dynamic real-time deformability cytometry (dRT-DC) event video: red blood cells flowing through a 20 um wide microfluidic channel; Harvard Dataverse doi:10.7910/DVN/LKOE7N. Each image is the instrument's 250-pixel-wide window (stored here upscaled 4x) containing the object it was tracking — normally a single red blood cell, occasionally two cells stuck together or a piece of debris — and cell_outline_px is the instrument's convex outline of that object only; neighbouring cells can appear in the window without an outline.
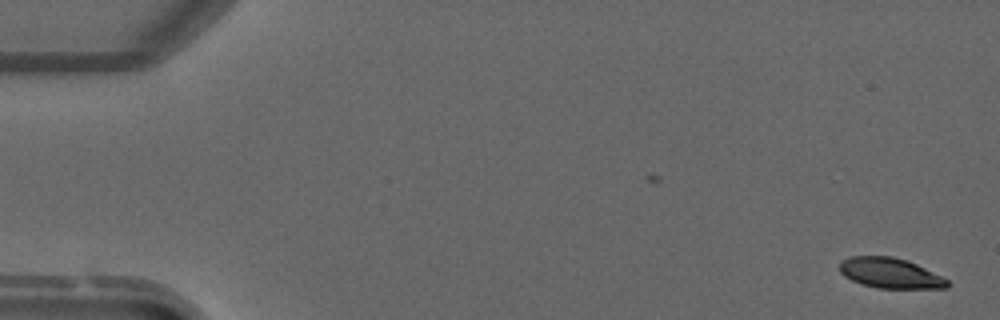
{"species": "common noctule bat (a hibernating species)", "species_latin": "Nyctalus noctula", "temperature_condition": "warm", "stored_images_in_passage": 2, "camera_frame_rate_fps": 3000, "um_per_image_px": 0.085, "animal": {"sex": "male", "forearm_length_mm": 52.5}, "frame": {"image": 1, "passage_image": 2, "time_ms": 1.0, "image_size_px": [1000, 320], "cell_outline_px": [[948, 288], [876, 288], [860, 284], [844, 276], [840, 272], [840, 260], [852, 256], [892, 256], [908, 260], [948, 280]], "centroid_in_image_um": [75.62, 23.21], "position_along_channel_um": 9.4, "area_um2": 18.96}}